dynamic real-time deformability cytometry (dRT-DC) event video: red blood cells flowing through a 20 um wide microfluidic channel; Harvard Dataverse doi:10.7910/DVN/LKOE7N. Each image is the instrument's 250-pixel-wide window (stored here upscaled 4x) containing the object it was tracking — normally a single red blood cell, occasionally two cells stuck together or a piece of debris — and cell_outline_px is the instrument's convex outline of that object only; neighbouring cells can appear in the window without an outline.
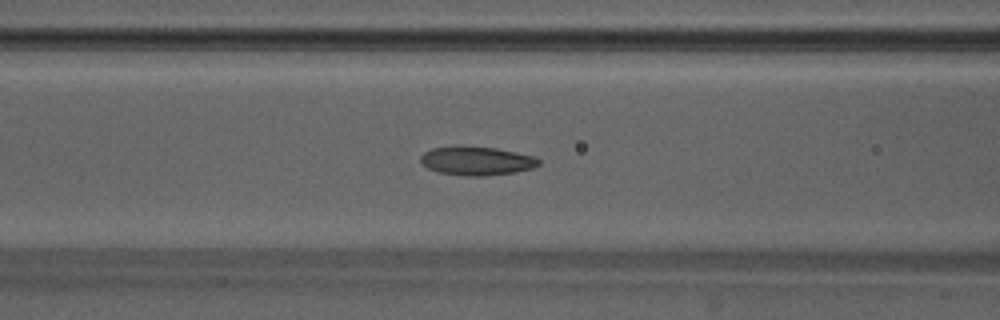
{"species": "Egyptian fruit bat (a non-hibernating species)", "species_latin": "Rousettus aegyptiacus", "temperature_condition": "warm", "stored_images_in_passage": 46, "camera_frame_rate_fps": 3000, "um_per_image_px": 0.085, "animal": {"sex": "male"}, "frame": {"image": 1, "passage_image": 20, "time_ms": 6.333, "image_size_px": [1000, 320], "cell_outline_px": [[540, 164], [532, 168], [516, 172], [484, 176], [464, 176], [436, 172], [428, 168], [420, 160], [420, 156], [424, 152], [432, 148], [496, 148], [536, 156], [540, 160]], "centroid_in_image_um": [40.56, 13.71], "position_along_channel_um": 126.0, "area_um2": 19.36}}
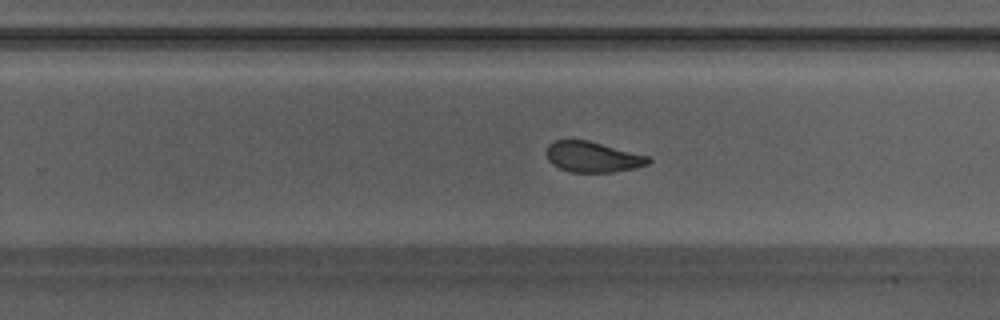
{"frame": {"image": 2, "passage_image": 31, "time_ms": 10.0, "image_size_px": [1000, 320], "cell_outline_px": [[652, 160], [648, 164], [636, 168], [612, 172], [568, 172], [552, 164], [548, 160], [548, 144], [556, 140], [588, 140], [648, 156]], "centroid_in_image_um": [50.39, 13.35], "position_along_channel_um": 279.4, "area_um2": 18.03}}
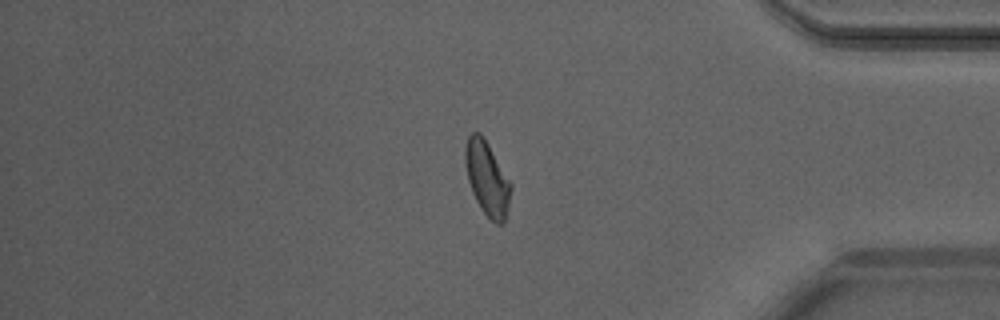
{"frame": {"image": 3, "passage_image": 41, "time_ms": 13.333, "image_size_px": [1000, 320], "cell_outline_px": [[512, 188], [504, 224], [496, 224], [480, 208], [472, 192], [468, 180], [464, 160], [464, 148], [468, 136], [472, 132], [480, 132], [484, 136], [512, 184]], "centroid_in_image_um": [41.4, 15.13], "position_along_channel_um": 393.8, "area_um2": 19.83}}